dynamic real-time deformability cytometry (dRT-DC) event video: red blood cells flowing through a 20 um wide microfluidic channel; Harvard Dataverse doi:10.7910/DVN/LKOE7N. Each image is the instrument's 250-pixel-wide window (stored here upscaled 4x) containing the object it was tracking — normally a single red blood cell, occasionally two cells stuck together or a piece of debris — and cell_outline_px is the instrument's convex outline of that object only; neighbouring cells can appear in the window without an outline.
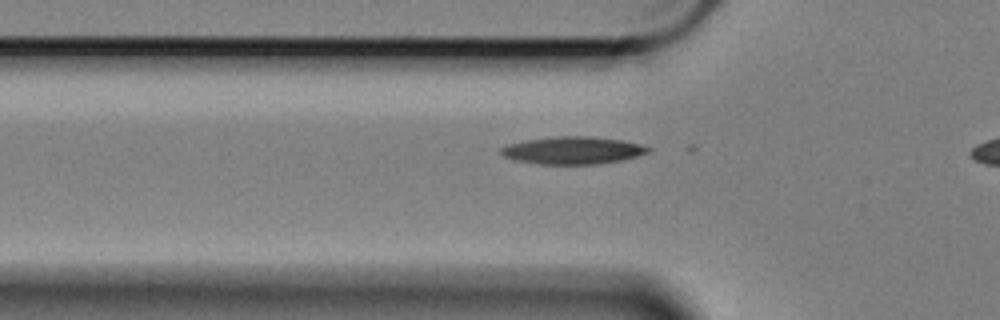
{"species": "Egyptian fruit bat (a non-hibernating species)", "species_latin": "Rousettus aegyptiacus", "temperature_condition": "cold", "stored_images_in_passage": 32, "camera_frame_rate_fps": 3000, "um_per_image_px": 0.085, "animal": {"sex": "female"}, "frame": {"image": 1, "passage_image": 3, "time_ms": 0.667, "image_size_px": [1000, 320], "cell_outline_px": [[652, 152], [624, 160], [600, 164], [540, 164], [512, 160], [504, 156], [500, 152], [500, 148], [508, 144], [528, 140], [556, 136], [588, 136], [624, 140], [640, 144], [652, 148]], "centroid_in_image_um": [48.74, 12.79], "position_along_channel_um": 77.1, "area_um2": 23.81}}
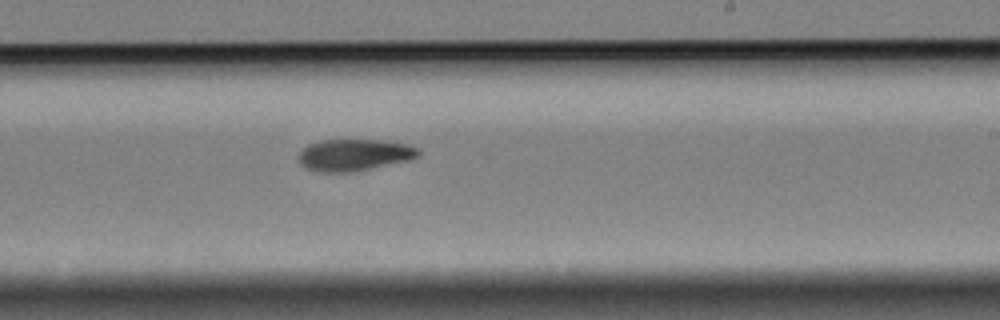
{"frame": {"image": 2, "passage_image": 19, "time_ms": 6.0, "image_size_px": [1000, 320], "cell_outline_px": [[420, 156], [412, 160], [352, 172], [316, 172], [304, 168], [300, 164], [300, 152], [308, 144], [320, 140], [376, 140], [408, 144], [416, 148], [420, 152]], "centroid_in_image_um": [30.11, 13.18], "position_along_channel_um": 258.9, "area_um2": 22.25}}
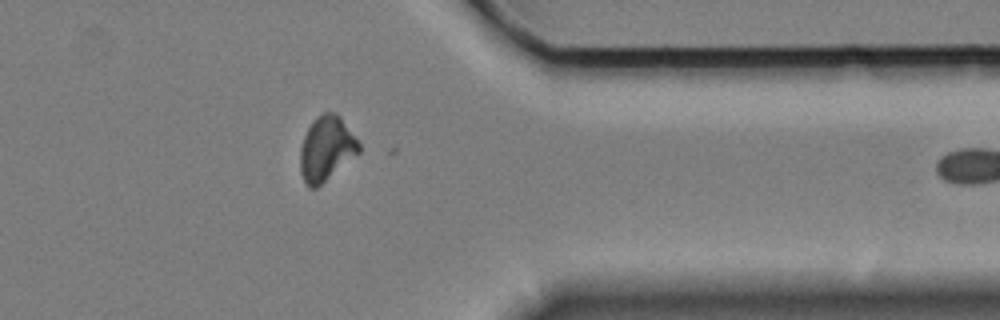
{"frame": {"image": 3, "passage_image": 31, "time_ms": 10.0, "image_size_px": [1000, 320], "cell_outline_px": [[360, 152], [316, 188], [308, 188], [300, 172], [300, 148], [304, 136], [312, 120], [316, 116], [324, 112], [336, 112], [340, 116], [360, 144]], "centroid_in_image_um": [27.72, 12.62], "position_along_channel_um": 383.7, "area_um2": 22.02}}